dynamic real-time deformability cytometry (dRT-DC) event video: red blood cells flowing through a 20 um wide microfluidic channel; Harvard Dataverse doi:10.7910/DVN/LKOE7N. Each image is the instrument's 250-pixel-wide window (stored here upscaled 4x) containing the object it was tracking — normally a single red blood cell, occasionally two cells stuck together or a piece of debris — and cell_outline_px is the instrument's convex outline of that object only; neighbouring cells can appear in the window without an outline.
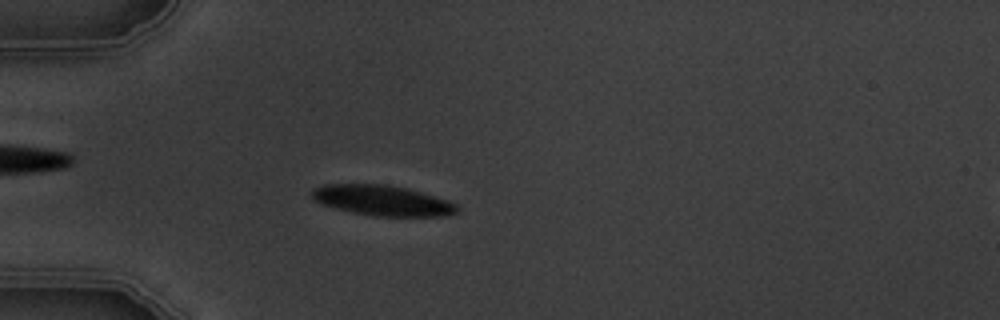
{"species": "common noctule bat (a hibernating species)", "species_latin": "Nyctalus noctula", "temperature_condition": "warm", "stored_images_in_passage": 4, "camera_frame_rate_fps": 3000, "um_per_image_px": 0.085, "animal": {"sex": "male", "body_mass_g": 19.5, "forearm_length_mm": 54.6}, "frame": {"image": 1, "passage_image": 4, "time_ms": 3.333, "image_size_px": [1000, 320], "cell_outline_px": [[460, 208], [456, 212], [444, 216], [372, 216], [352, 212], [336, 208], [324, 204], [316, 200], [312, 196], [312, 188], [324, 184], [384, 184], [408, 188], [448, 200], [456, 204]], "centroid_in_image_um": [32.52, 17.03], "position_along_channel_um": 52.5, "area_um2": 25.61}}